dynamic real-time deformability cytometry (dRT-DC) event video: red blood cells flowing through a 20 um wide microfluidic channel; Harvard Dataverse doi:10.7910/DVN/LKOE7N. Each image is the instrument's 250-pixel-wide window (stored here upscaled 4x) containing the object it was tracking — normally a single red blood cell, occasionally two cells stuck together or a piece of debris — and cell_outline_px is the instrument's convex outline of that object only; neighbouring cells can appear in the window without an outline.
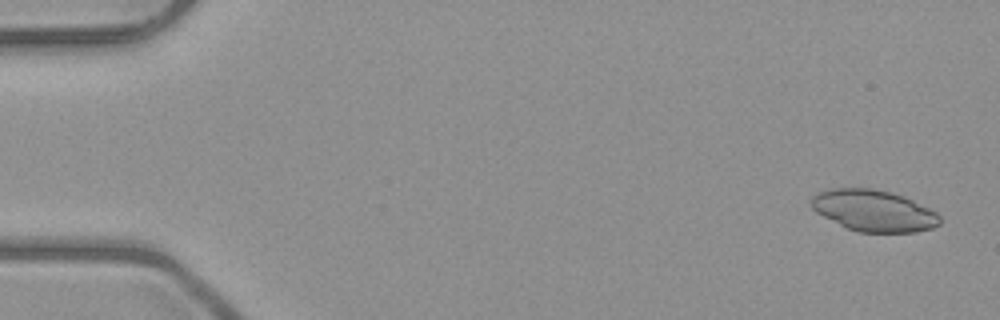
{"species": "common noctule bat (a hibernating species)", "species_latin": "Nyctalus noctula", "temperature_condition": "room temperature", "stored_images_in_passage": 6, "camera_frame_rate_fps": 3000, "um_per_image_px": 0.085, "animal": {"sex": "male", "body_mass_g": 23.1, "forearm_length_mm": 52.7}, "frame": {"image": 1, "passage_image": 1, "time_ms": 0.0, "image_size_px": [1000, 320], "cell_outline_px": [[940, 224], [932, 228], [916, 232], [860, 232], [848, 228], [816, 212], [812, 208], [812, 196], [820, 192], [832, 188], [872, 188], [892, 192], [904, 196], [936, 212], [940, 216]], "centroid_in_image_um": [74.29, 17.9], "position_along_channel_um": 10.7, "area_um2": 30.75}}